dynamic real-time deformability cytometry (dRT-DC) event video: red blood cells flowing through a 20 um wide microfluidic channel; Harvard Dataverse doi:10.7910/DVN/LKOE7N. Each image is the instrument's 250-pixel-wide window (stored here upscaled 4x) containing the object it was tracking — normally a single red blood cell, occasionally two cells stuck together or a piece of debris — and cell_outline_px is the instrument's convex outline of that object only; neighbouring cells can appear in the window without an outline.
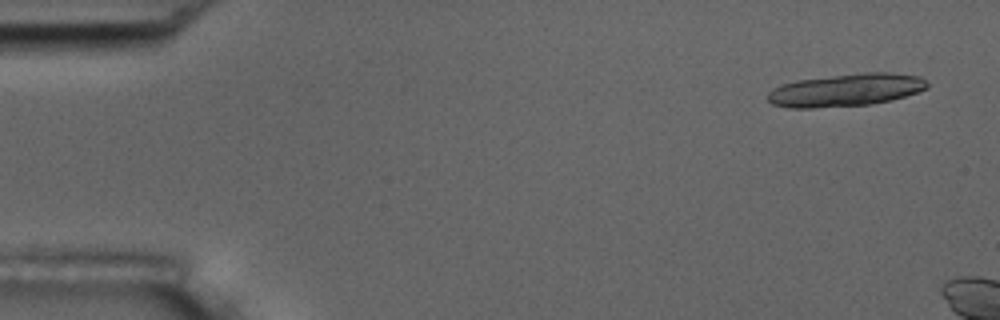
{"species": "common noctule bat (a hibernating species)", "species_latin": "Nyctalus noctula", "temperature_condition": "room temperature", "stored_images_in_passage": 3, "camera_frame_rate_fps": 3000, "um_per_image_px": 0.085, "animal": {"sex": "male", "body_mass_g": 17.5, "forearm_length_mm": 52.3}, "frame": {"image": 1, "passage_image": 1, "time_ms": 0.0, "image_size_px": [1000, 320], "cell_outline_px": [[928, 88], [892, 100], [872, 104], [812, 108], [788, 108], [772, 104], [768, 100], [768, 92], [772, 88], [780, 84], [796, 80], [864, 72], [892, 72], [920, 76], [928, 84]], "centroid_in_image_um": [71.88, 7.65], "position_along_channel_um": 13.1, "area_um2": 30.52}}